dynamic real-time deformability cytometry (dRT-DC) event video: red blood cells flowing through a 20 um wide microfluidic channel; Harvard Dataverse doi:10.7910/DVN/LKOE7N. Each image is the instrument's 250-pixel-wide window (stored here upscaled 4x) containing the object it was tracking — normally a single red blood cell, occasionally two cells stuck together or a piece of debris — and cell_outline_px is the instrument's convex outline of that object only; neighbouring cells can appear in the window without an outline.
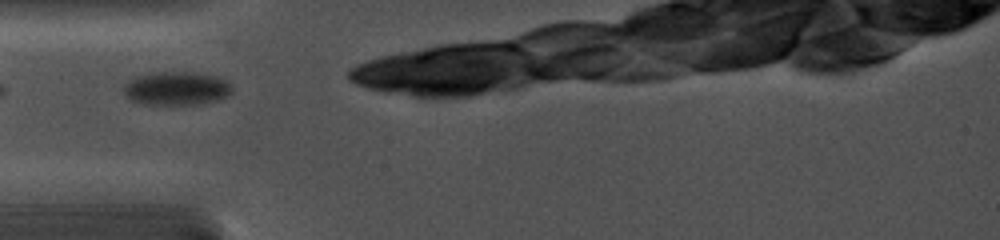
{"species": "common noctule bat (a hibernating species)", "species_latin": "Nyctalus noctula", "temperature_condition": "cold", "stored_images_in_passage": 13, "camera_frame_rate_fps": 5000, "um_per_image_px": 0.085, "animal": {"sex": "female", "body_mass_g": 19.0, "forearm_length_mm": 56.7}, "frame": {"image": 1, "passage_image": 1, "time_ms": 0.0, "image_size_px": [1000, 240], "cell_outline_px": [[232, 92], [228, 96], [220, 100], [200, 104], [144, 104], [132, 100], [124, 92], [124, 84], [128, 80], [136, 76], [152, 72], [196, 72], [216, 76], [228, 80], [232, 84]], "centroid_in_image_um": [15.06, 7.5], "position_along_channel_um": 69.9, "area_um2": 21.44}}